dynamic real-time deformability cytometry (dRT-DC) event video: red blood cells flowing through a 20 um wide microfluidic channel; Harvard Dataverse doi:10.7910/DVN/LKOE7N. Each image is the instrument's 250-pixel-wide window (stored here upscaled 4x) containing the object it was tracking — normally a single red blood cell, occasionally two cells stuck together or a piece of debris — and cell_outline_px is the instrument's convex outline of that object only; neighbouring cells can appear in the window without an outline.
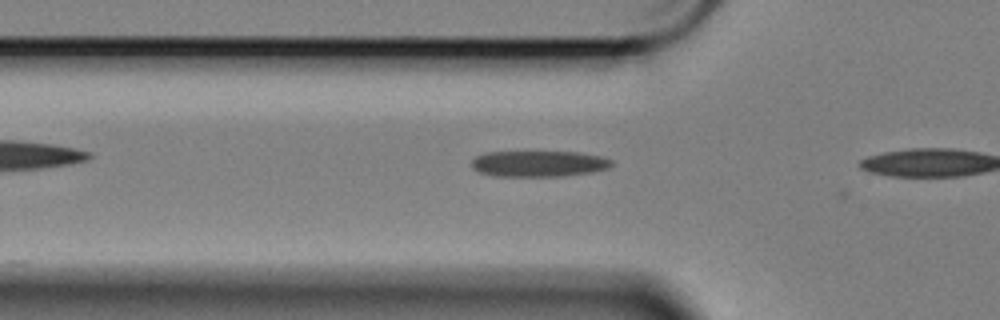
{"species": "Egyptian fruit bat (a non-hibernating species)", "species_latin": "Rousettus aegyptiacus", "temperature_condition": "cold", "stored_images_in_passage": 6, "camera_frame_rate_fps": 3000, "um_per_image_px": 0.085, "animal": {"sex": "female"}, "frame": {"image": 1, "passage_image": 4, "time_ms": 1.0, "image_size_px": [1000, 320], "cell_outline_px": [[612, 164], [608, 168], [592, 172], [564, 176], [496, 176], [480, 172], [472, 168], [472, 160], [476, 156], [488, 152], [576, 152], [600, 156], [612, 160]], "centroid_in_image_um": [45.79, 13.91], "position_along_channel_um": 80.0, "area_um2": 21.1}}